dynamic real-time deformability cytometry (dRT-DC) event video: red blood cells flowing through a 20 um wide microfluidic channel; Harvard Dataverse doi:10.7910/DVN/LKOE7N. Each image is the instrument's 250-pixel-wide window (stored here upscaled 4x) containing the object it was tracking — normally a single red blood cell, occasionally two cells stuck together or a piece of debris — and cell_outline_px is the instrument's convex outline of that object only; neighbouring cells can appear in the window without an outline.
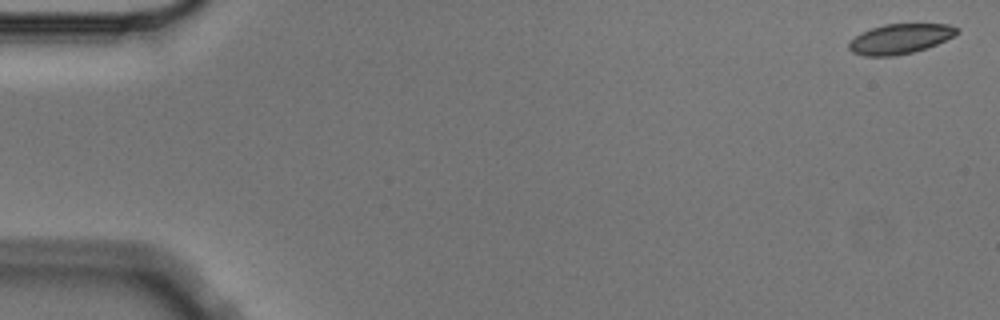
{"species": "Egyptian fruit bat (a non-hibernating species)", "species_latin": "Rousettus aegyptiacus", "temperature_condition": "cold", "stored_images_in_passage": 5, "camera_frame_rate_fps": 3000, "um_per_image_px": 0.085, "animal": {"sex": "male"}, "frame": {"image": 1, "passage_image": 1, "time_ms": 0.0, "image_size_px": [1000, 320], "cell_outline_px": [[960, 32], [936, 44], [912, 52], [892, 56], [864, 56], [852, 52], [848, 48], [848, 44], [860, 32], [884, 24], [948, 24], [956, 28]], "centroid_in_image_um": [76.46, 3.3], "position_along_channel_um": 8.5, "area_um2": 18.55}}
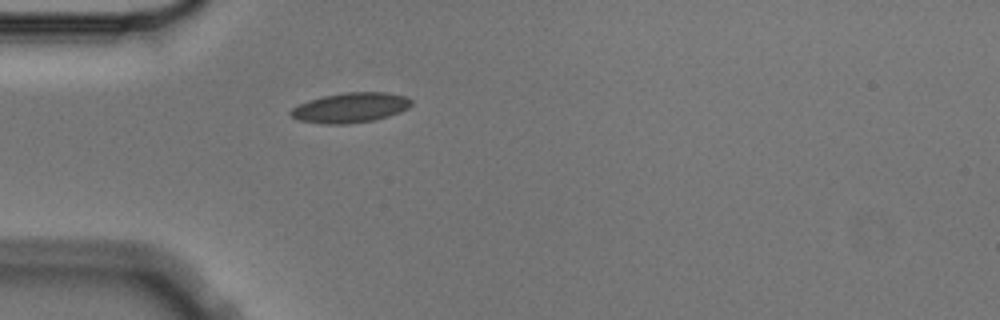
{"frame": {"image": 2, "passage_image": 5, "time_ms": 1.333, "image_size_px": [1000, 320], "cell_outline_px": [[412, 104], [408, 108], [400, 112], [388, 116], [372, 120], [348, 124], [324, 124], [296, 120], [288, 112], [292, 108], [308, 100], [324, 96], [344, 92], [388, 92], [408, 96], [412, 100]], "centroid_in_image_um": [29.8, 9.14], "position_along_channel_um": 55.2, "area_um2": 21.21}}